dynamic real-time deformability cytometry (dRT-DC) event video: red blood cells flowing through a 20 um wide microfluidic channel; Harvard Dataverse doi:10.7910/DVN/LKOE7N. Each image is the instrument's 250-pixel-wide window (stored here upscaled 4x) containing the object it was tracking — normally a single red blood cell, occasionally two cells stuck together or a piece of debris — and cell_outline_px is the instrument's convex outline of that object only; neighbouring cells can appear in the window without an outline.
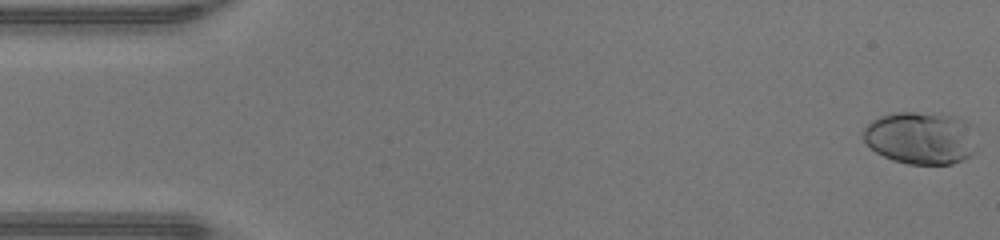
{"species": "human", "species_latin": "Homo sapiens", "temperature_condition": "warm", "stored_images_in_passage": 48, "camera_frame_rate_fps": 3000, "um_per_image_px": 0.085, "donor": {"sex": "male"}, "frame": {"image": 1, "passage_image": 1, "time_ms": 0.0, "image_size_px": [1000, 240], "cell_outline_px": [[976, 152], [972, 156], [952, 164], [908, 164], [892, 160], [876, 152], [864, 140], [860, 132], [872, 120], [880, 116], [896, 112], [940, 112], [956, 116], [964, 120]], "centroid_in_image_um": [78.2, 11.72], "position_along_channel_um": 6.8, "area_um2": 34.74}}
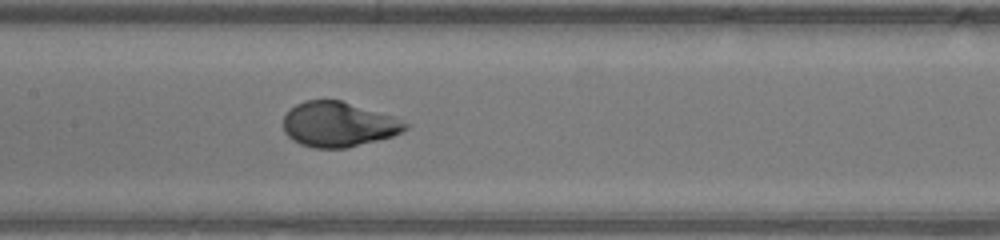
{"frame": {"image": 2, "passage_image": 23, "time_ms": 7.333, "image_size_px": [1000, 240], "cell_outline_px": [[412, 124], [408, 128], [392, 136], [348, 148], [312, 148], [300, 144], [292, 140], [284, 132], [284, 116], [296, 104], [304, 100], [340, 100], [392, 116]], "centroid_in_image_um": [28.76, 10.58], "position_along_channel_um": 178.6, "area_um2": 31.91}}
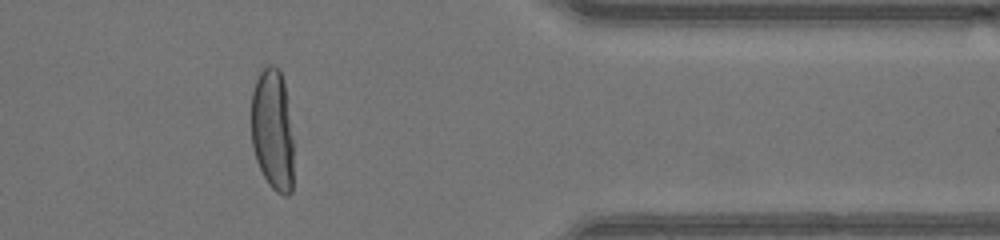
{"frame": {"image": 3, "passage_image": 39, "time_ms": 12.667, "image_size_px": [1000, 240], "cell_outline_px": [[292, 192], [288, 196], [284, 196], [276, 192], [268, 184], [256, 160], [252, 144], [252, 92], [256, 80], [264, 64], [272, 64], [280, 68], [284, 84], [292, 140]], "centroid_in_image_um": [23.15, 11.03], "position_along_channel_um": 388.2, "area_um2": 29.82}, "authors_computed_cell_mechanics": {"area_um2": 32.1368, "velocity_mm_per_s": 4.3524, "shape_relaxation_time_tau1_ms": 3.4872, "shape_relaxation_time_tau2_ms": null, "deformation_change_tau1": 0.2443, "deformation_change_tau2": null}}